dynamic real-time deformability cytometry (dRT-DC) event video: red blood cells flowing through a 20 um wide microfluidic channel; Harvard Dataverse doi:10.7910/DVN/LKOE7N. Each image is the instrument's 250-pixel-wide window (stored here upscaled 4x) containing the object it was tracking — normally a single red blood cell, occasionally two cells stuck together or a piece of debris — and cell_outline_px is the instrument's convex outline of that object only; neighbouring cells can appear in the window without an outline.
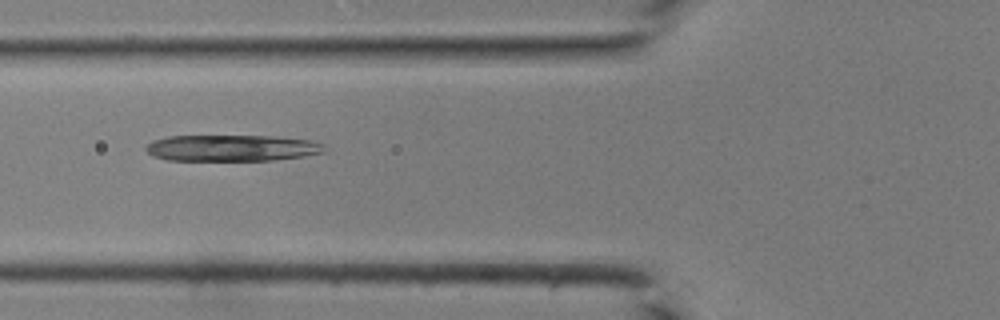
{"species": "common noctule bat (a hibernating species)", "species_latin": "Nyctalus noctula", "temperature_condition": "room temperature", "stored_images_in_passage": 19, "camera_frame_rate_fps": 3000, "um_per_image_px": 0.085, "animal": {"sex": "male", "body_mass_g": 19.0, "forearm_length_mm": 50.8}, "frame": {"image": 1, "passage_image": 16, "time_ms": 5.0, "image_size_px": [1000, 320], "cell_outline_px": [[328, 148], [324, 152], [304, 156], [272, 160], [168, 160], [152, 156], [144, 148], [152, 140], [168, 136], [272, 136], [312, 140], [324, 144]], "centroid_in_image_um": [19.73, 12.57], "position_along_channel_um": 106.1, "area_um2": 27.51}}
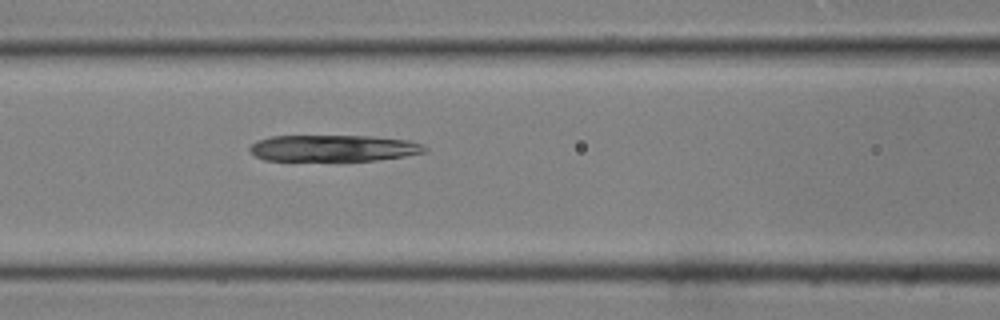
{"frame": {"image": 2, "passage_image": 18, "time_ms": 5.667, "image_size_px": [1000, 320], "cell_outline_px": [[428, 148], [424, 152], [404, 156], [376, 160], [264, 160], [256, 156], [248, 148], [256, 140], [272, 136], [368, 136], [408, 140], [420, 144]], "centroid_in_image_um": [28.31, 12.59], "position_along_channel_um": 138.3, "area_um2": 26.7}}